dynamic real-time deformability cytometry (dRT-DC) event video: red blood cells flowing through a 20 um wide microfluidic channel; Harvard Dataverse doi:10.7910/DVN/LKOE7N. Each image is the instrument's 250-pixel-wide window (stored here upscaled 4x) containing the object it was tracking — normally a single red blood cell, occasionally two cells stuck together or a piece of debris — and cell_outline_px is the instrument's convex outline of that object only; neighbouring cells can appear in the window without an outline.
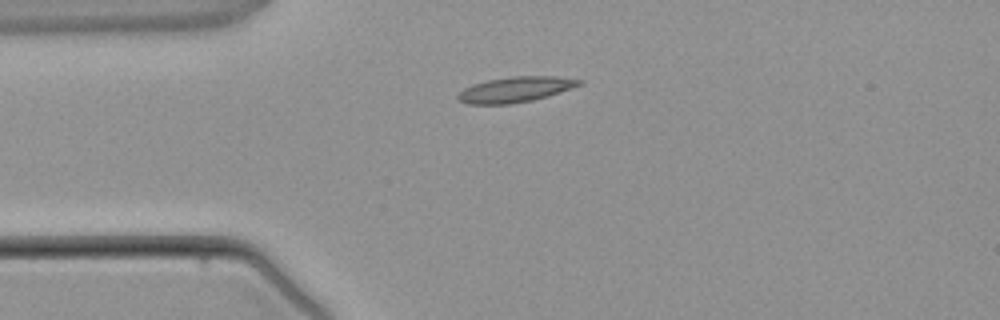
{"species": "common noctule bat (a hibernating species)", "species_latin": "Nyctalus noctula", "temperature_condition": "warm", "stored_images_in_passage": 5, "camera_frame_rate_fps": 3000, "um_per_image_px": 0.085, "animal": {"sex": "male", "body_mass_g": 21.5, "forearm_length_mm": 52.0}, "frame": {"image": 1, "passage_image": 5, "time_ms": 4.667, "image_size_px": [1000, 320], "cell_outline_px": [[584, 84], [548, 96], [532, 100], [512, 104], [468, 104], [460, 100], [456, 96], [464, 88], [472, 84], [488, 80], [512, 76], [556, 76], [584, 80]], "centroid_in_image_um": [43.85, 7.6], "position_along_channel_um": 41.2, "area_um2": 18.03}}